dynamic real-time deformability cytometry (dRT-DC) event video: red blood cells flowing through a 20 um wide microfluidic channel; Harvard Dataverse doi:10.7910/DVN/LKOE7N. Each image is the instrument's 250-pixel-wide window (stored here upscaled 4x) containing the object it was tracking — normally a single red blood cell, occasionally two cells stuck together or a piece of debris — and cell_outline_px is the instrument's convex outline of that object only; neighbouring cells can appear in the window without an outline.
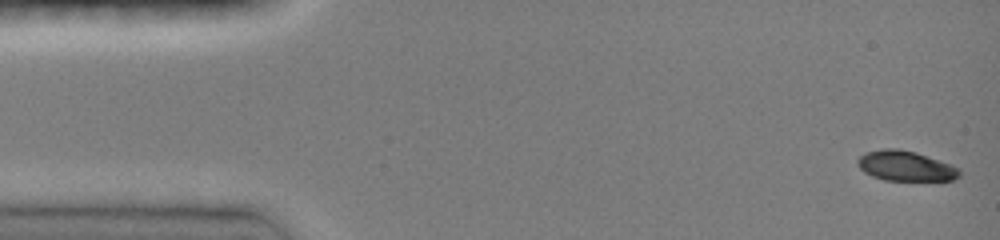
{"species": "common noctule bat (a hibernating species)", "species_latin": "Nyctalus noctula", "temperature_condition": "room temperature", "stored_images_in_passage": 46, "camera_frame_rate_fps": 3000, "um_per_image_px": 0.085, "animal": {"sex": "female", "body_mass_g": 19.0, "forearm_length_mm": 51.5}, "frame": {"image": 1, "passage_image": 1, "time_ms": 0.0, "image_size_px": [1000, 240], "cell_outline_px": [[960, 176], [952, 180], [884, 180], [872, 176], [864, 172], [856, 164], [856, 160], [864, 152], [884, 148], [896, 148], [916, 152], [940, 160], [960, 168]], "centroid_in_image_um": [76.95, 14.09], "position_along_channel_um": 8.1, "area_um2": 17.98}}
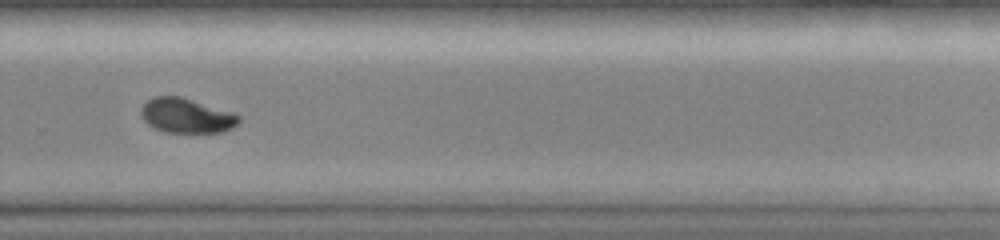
{"frame": {"image": 2, "passage_image": 32, "time_ms": 10.333, "image_size_px": [1000, 240], "cell_outline_px": [[240, 120], [232, 128], [224, 132], [164, 132], [148, 124], [140, 116], [140, 108], [152, 96], [180, 96], [236, 112], [240, 116]], "centroid_in_image_um": [15.87, 9.82], "position_along_channel_um": 313.9, "area_um2": 20.0}}
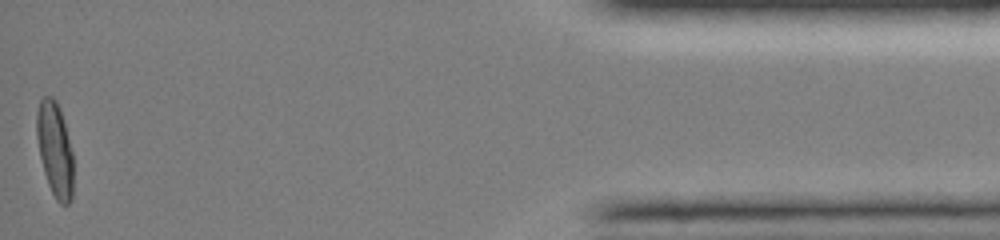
{"frame": {"image": 3, "passage_image": 46, "time_ms": 15.0, "image_size_px": [1000, 240], "cell_outline_px": [[72, 200], [68, 204], [60, 204], [56, 200], [48, 184], [44, 172], [40, 156], [36, 136], [36, 112], [40, 100], [44, 96], [52, 96], [56, 100], [60, 108], [72, 152]], "centroid_in_image_um": [4.65, 12.68], "position_along_channel_um": 430.6, "area_um2": 20.11}, "authors_computed_cell_mechanics": {"area_um2": 19.9988, "velocity_mm_per_s": 4.1167, "shape_relaxation_time_tau1_ms": 2.7237, "shape_relaxation_time_tau2_ms": null, "deformation_change_tau1": 0.1483, "deformation_change_tau2": null}}